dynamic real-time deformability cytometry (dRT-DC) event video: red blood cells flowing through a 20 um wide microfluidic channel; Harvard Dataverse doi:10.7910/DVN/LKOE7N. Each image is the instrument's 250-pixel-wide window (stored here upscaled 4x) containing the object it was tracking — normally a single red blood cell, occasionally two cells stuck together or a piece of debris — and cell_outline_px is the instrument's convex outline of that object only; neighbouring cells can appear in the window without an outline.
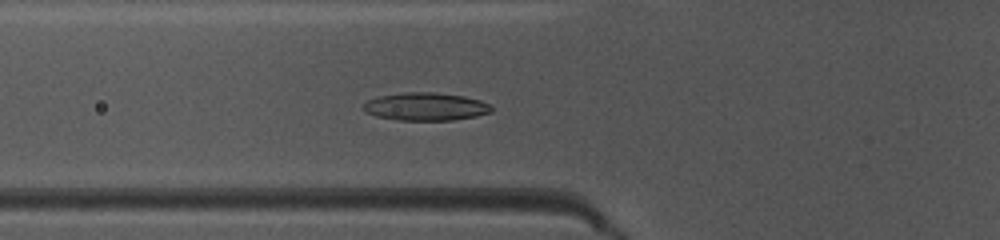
{"species": "common noctule bat (a hibernating species)", "species_latin": "Nyctalus noctula", "temperature_condition": "warm", "stored_images_in_passage": 38, "camera_frame_rate_fps": 3000, "um_per_image_px": 0.085, "animal": {"sex": "female", "body_mass_g": 10.0, "forearm_length_mm": 53.1}, "frame": {"image": 1, "passage_image": 7, "time_ms": 2.0, "image_size_px": [1000, 240], "cell_outline_px": [[492, 112], [476, 116], [452, 120], [400, 120], [376, 116], [364, 112], [364, 104], [368, 100], [380, 96], [404, 92], [432, 92], [464, 96], [480, 100], [488, 104], [492, 108]], "centroid_in_image_um": [36.18, 9.06], "position_along_channel_um": 89.6, "area_um2": 20.69}}
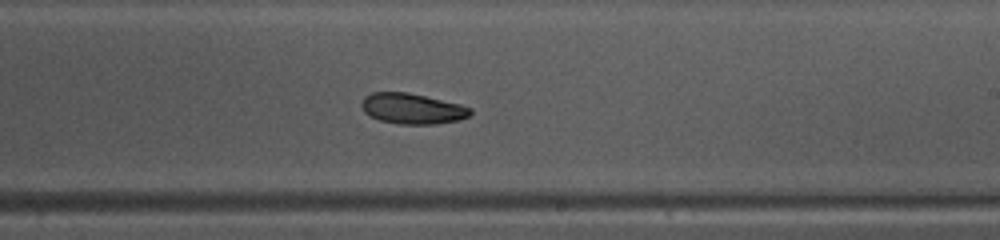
{"frame": {"image": 2, "passage_image": 19, "time_ms": 6.0, "image_size_px": [1000, 240], "cell_outline_px": [[472, 112], [468, 116], [460, 120], [436, 124], [400, 124], [380, 120], [364, 112], [360, 104], [364, 96], [372, 92], [408, 92], [460, 104], [472, 108]], "centroid_in_image_um": [35.04, 9.23], "position_along_channel_um": 254.0, "area_um2": 19.42}}
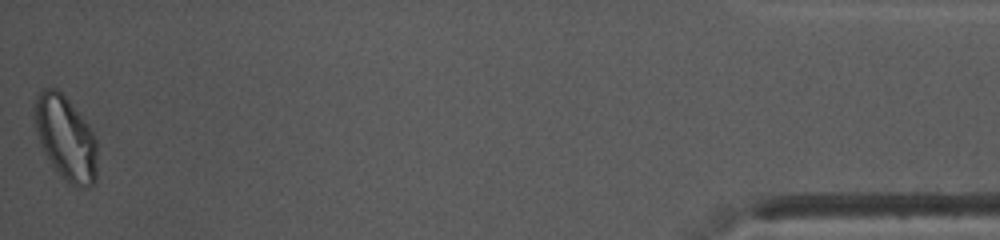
{"frame": {"image": 3, "passage_image": 38, "time_ms": 12.333, "image_size_px": [1000, 240], "cell_outline_px": [[96, 180], [88, 188], [80, 188], [72, 184], [52, 164], [44, 152], [36, 132], [32, 108], [36, 96], [44, 88], [56, 88], [68, 100], [88, 124], [96, 140]], "centroid_in_image_um": [5.57, 11.7], "position_along_channel_um": 429.6, "area_um2": 30.35}, "authors_computed_cell_mechanics": {"area_um2": 20.2011, "velocity_mm_per_s": 4.0979, "shape_relaxation_time_tau1_ms": 3.6061, "shape_relaxation_time_tau2_ms": null, "deformation_change_tau1": 0.1043, "deformation_change_tau2": null}}